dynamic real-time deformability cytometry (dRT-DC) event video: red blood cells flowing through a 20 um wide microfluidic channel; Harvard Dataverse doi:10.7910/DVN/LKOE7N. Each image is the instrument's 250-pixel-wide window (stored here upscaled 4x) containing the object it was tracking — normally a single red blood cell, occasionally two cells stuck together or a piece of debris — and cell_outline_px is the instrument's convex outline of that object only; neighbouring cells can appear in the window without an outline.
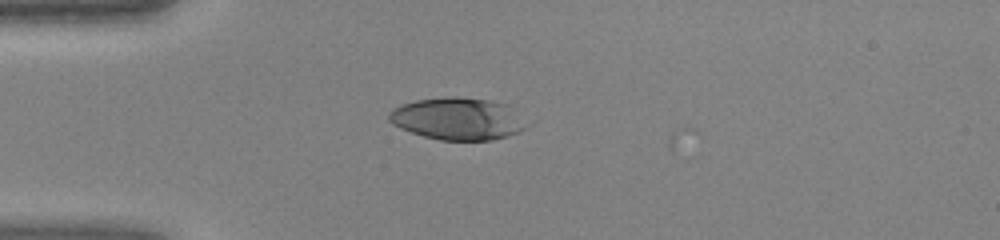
{"species": "human", "species_latin": "Homo sapiens", "temperature_condition": "warm", "stored_images_in_passage": 3, "camera_frame_rate_fps": 3000, "um_per_image_px": 0.085, "donor": {"sex": "female"}, "frame": {"image": 1, "passage_image": 2, "time_ms": 0.333, "image_size_px": [1000, 240], "cell_outline_px": [[528, 124], [524, 128], [508, 136], [492, 140], [440, 140], [424, 136], [400, 128], [392, 124], [388, 120], [388, 112], [392, 108], [400, 104], [416, 100], [448, 96], [456, 96], [488, 100], [508, 104]], "centroid_in_image_um": [38.87, 10.08], "position_along_channel_um": 46.1, "area_um2": 33.93}}